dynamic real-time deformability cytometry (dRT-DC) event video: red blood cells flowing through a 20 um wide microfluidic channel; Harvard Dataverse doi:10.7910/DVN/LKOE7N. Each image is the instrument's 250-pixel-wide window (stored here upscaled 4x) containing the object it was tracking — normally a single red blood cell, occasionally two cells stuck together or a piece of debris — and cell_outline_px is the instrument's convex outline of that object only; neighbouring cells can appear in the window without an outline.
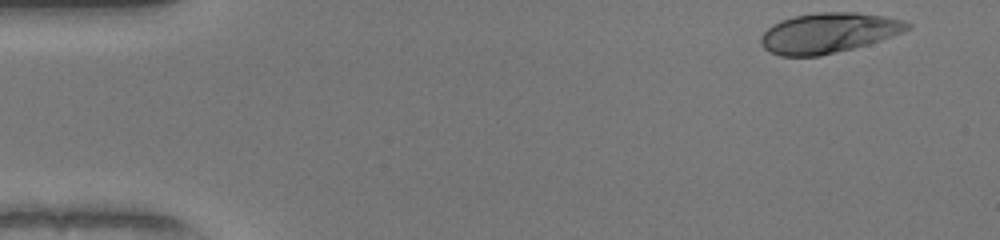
{"species": "human", "species_latin": "Homo sapiens", "temperature_condition": "warm", "stored_images_in_passage": 42, "camera_frame_rate_fps": 3000, "um_per_image_px": 0.085, "donor": {"sex": "female"}, "frame": {"image": 1, "passage_image": 2, "time_ms": 0.333, "image_size_px": [1000, 240], "cell_outline_px": [[912, 24], [908, 28], [892, 36], [868, 44], [820, 56], [780, 56], [768, 52], [760, 44], [760, 36], [772, 24], [780, 20], [792, 16], [816, 12], [856, 12], [884, 16], [904, 20]], "centroid_in_image_um": [70.36, 2.79], "position_along_channel_um": 14.6, "area_um2": 34.33}}
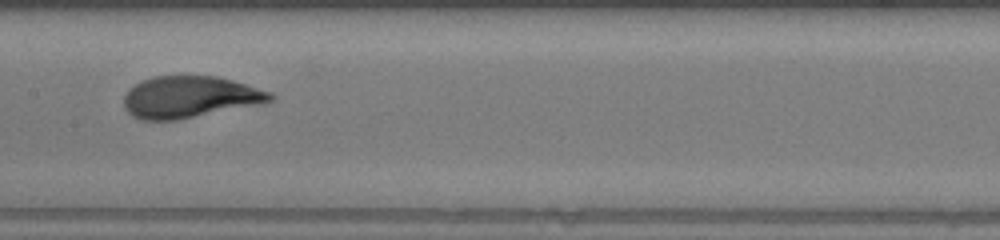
{"frame": {"image": 2, "passage_image": 24, "time_ms": 7.667, "image_size_px": [1000, 240], "cell_outline_px": [[276, 96], [272, 100], [264, 104], [176, 120], [144, 120], [132, 116], [124, 108], [124, 96], [128, 88], [140, 80], [152, 76], [216, 76], [232, 80], [272, 92]], "centroid_in_image_um": [16.14, 8.25], "position_along_channel_um": 191.3, "area_um2": 35.95}}
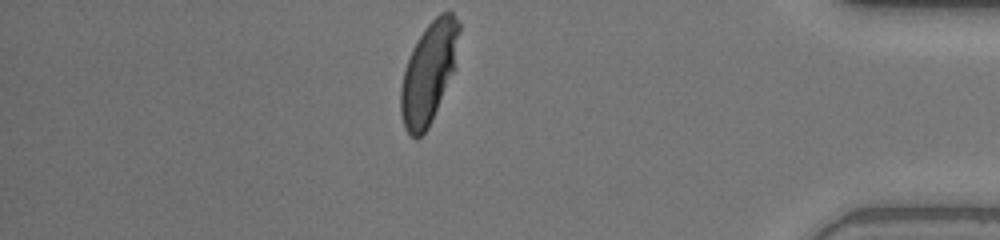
{"frame": {"image": 3, "passage_image": 42, "time_ms": 13.667, "image_size_px": [1000, 240], "cell_outline_px": [[460, 28], [452, 72], [432, 120], [428, 128], [416, 140], [404, 128], [400, 112], [400, 88], [404, 72], [412, 48], [424, 28], [440, 12], [452, 12], [460, 24]], "centroid_in_image_um": [36.41, 6.18], "position_along_channel_um": 398.8, "area_um2": 33.58}, "authors_computed_cell_mechanics": {"area_um2": 35.0557, "velocity_mm_per_s": 4.0806, "shape_relaxation_time_tau1_ms": 3.6418, "shape_relaxation_time_tau2_ms": null, "deformation_change_tau1": 0.2118, "deformation_change_tau2": null}}